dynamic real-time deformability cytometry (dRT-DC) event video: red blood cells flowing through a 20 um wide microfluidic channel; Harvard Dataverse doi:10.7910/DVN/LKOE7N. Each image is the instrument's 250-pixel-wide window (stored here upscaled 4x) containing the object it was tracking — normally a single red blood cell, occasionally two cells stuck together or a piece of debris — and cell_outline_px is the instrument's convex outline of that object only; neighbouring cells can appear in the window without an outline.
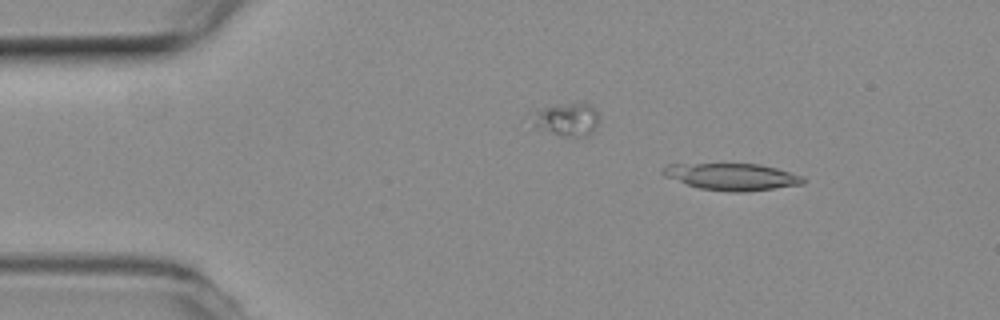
{"species": "common noctule bat (a hibernating species)", "species_latin": "Nyctalus noctula", "temperature_condition": "room temperature", "stored_images_in_passage": 51, "camera_frame_rate_fps": 3000, "um_per_image_px": 0.085, "animal": {"sex": "female", "body_mass_g": 19.3, "forearm_length_mm": 54.1}, "frame": {"image": 1, "passage_image": 6, "time_ms": 1.667, "image_size_px": [1000, 320], "cell_outline_px": [[804, 184], [744, 192], [732, 192], [700, 188], [664, 176], [660, 172], [668, 164], [760, 164], [776, 168], [804, 176]], "centroid_in_image_um": [62.24, 15.02], "position_along_channel_um": 22.8, "area_um2": 21.73}}
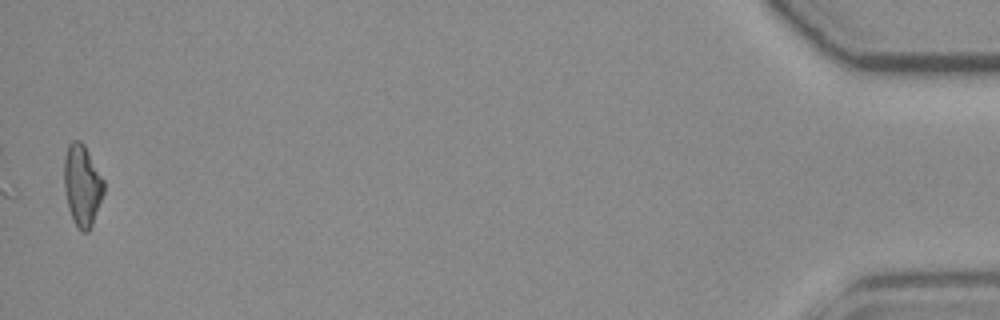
{"frame": {"image": 2, "passage_image": 51, "time_ms": 16.667, "image_size_px": [1000, 320], "cell_outline_px": [[104, 192], [92, 224], [88, 232], [80, 232], [76, 228], [68, 208], [64, 188], [64, 160], [68, 144], [72, 140], [80, 140], [84, 144], [104, 180]], "centroid_in_image_um": [6.97, 15.76], "position_along_channel_um": 428.2, "area_um2": 18.9}}